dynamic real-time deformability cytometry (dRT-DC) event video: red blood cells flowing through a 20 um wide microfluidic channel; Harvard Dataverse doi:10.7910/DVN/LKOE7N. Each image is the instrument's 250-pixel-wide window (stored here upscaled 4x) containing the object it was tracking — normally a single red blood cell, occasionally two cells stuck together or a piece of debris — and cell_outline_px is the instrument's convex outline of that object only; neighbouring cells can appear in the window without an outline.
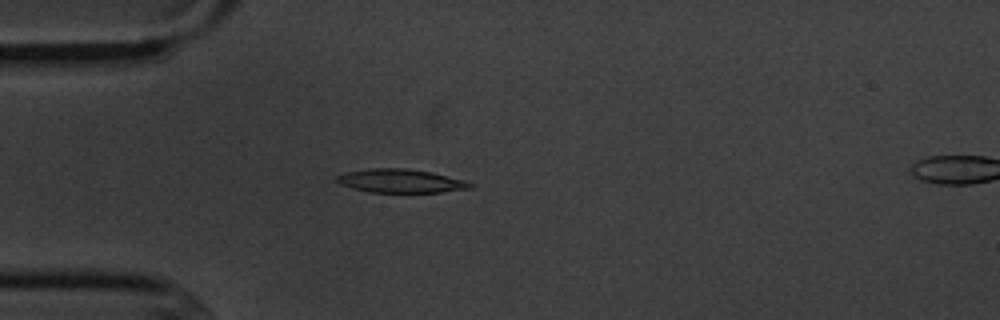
{"species": "common noctule bat (a hibernating species)", "species_latin": "Nyctalus noctula", "temperature_condition": "cold", "stored_images_in_passage": 6, "camera_frame_rate_fps": 3000, "um_per_image_px": 0.085, "animal": {"sex": "male", "body_mass_g": 20.1, "forearm_length_mm": 53.5}, "frame": {"image": 1, "passage_image": 4, "time_ms": 4.667, "image_size_px": [1000, 320], "cell_outline_px": [[476, 184], [472, 188], [440, 192], [372, 192], [352, 188], [340, 184], [332, 180], [336, 176], [344, 172], [372, 168], [408, 168], [432, 172], [464, 180]], "centroid_in_image_um": [34.04, 15.37], "position_along_channel_um": 51.0, "area_um2": 18.5}}
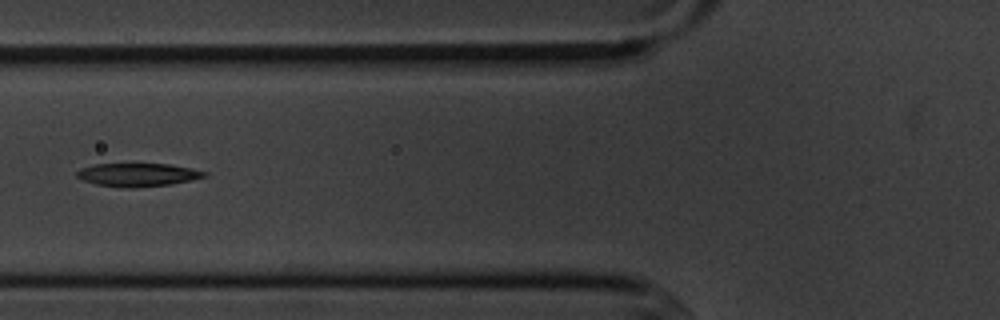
{"frame": {"image": 2, "passage_image": 6, "time_ms": 6.667, "image_size_px": [1000, 320], "cell_outline_px": [[208, 172], [204, 176], [172, 184], [136, 188], [120, 188], [96, 184], [84, 180], [76, 176], [76, 172], [80, 168], [96, 164], [168, 164]], "centroid_in_image_um": [11.65, 14.86], "position_along_channel_um": 114.2, "area_um2": 17.11}}